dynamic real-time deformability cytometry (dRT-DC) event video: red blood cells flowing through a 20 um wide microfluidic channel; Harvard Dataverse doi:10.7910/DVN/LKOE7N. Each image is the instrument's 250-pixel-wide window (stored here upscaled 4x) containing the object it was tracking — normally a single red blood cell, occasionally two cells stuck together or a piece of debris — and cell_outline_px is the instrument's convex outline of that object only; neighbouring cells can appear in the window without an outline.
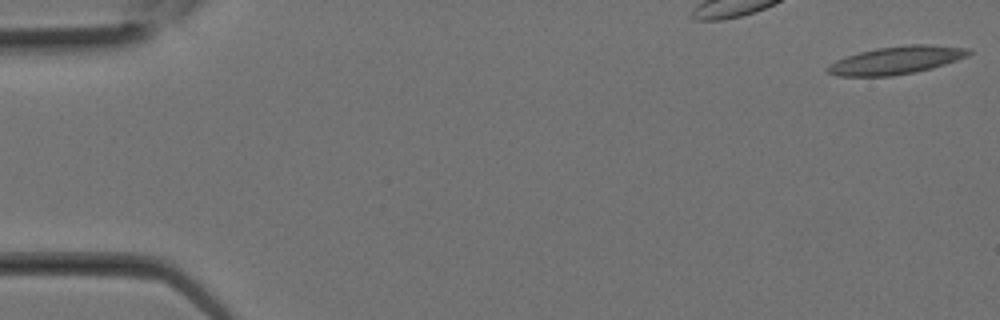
{"species": "Egyptian fruit bat (a non-hibernating species)", "species_latin": "Rousettus aegyptiacus", "temperature_condition": "room temperature", "stored_images_in_passage": 10, "camera_frame_rate_fps": 3000, "um_per_image_px": 0.085, "animal": {"sex": "female"}, "frame": {"image": 1, "passage_image": 1, "time_ms": 0.0, "image_size_px": [1000, 320], "cell_outline_px": [[972, 52], [968, 56], [932, 68], [916, 72], [892, 76], [836, 76], [828, 72], [824, 68], [828, 64], [836, 60], [860, 52], [876, 48], [912, 44], [928, 44], [968, 48]], "centroid_in_image_um": [76.17, 5.12], "position_along_channel_um": 8.8, "area_um2": 22.89}}
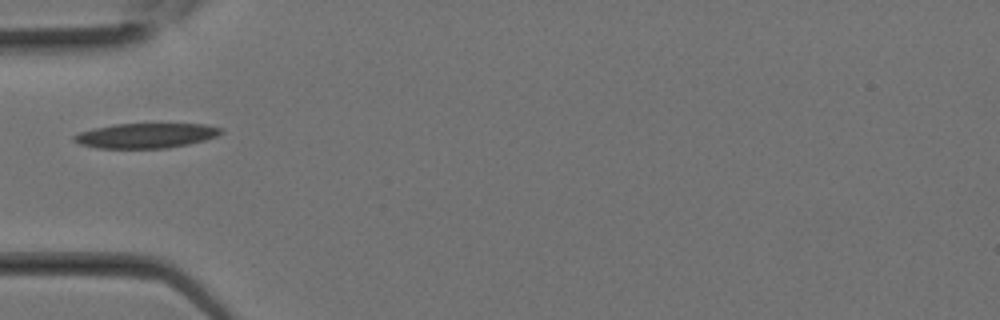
{"frame": {"image": 2, "passage_image": 9, "time_ms": 2.667, "image_size_px": [1000, 320], "cell_outline_px": [[224, 132], [216, 136], [204, 140], [188, 144], [168, 148], [96, 148], [80, 144], [72, 140], [72, 136], [80, 132], [92, 128], [116, 124], [204, 124], [224, 128]], "centroid_in_image_um": [12.4, 11.52], "position_along_channel_um": 72.6, "area_um2": 21.39}}